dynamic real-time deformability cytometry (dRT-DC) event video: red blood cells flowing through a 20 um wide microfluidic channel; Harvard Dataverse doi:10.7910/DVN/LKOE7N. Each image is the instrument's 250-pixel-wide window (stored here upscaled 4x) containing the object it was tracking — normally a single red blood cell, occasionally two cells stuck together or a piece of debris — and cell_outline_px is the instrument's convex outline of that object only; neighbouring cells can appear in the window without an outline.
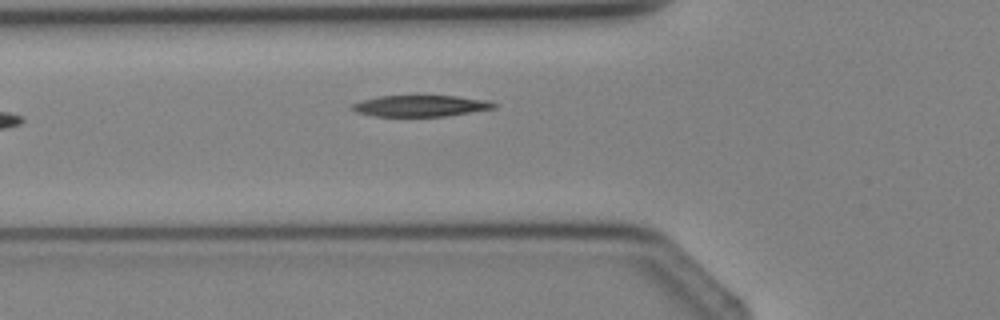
{"species": "Egyptian fruit bat (a non-hibernating species)", "species_latin": "Rousettus aegyptiacus", "temperature_condition": "cold", "stored_images_in_passage": 4, "camera_frame_rate_fps": 3000, "um_per_image_px": 0.085, "animal": {"sex": "female"}, "frame": {"image": 1, "passage_image": 4, "time_ms": 3.333, "image_size_px": [1000, 320], "cell_outline_px": [[496, 108], [444, 116], [372, 116], [356, 112], [348, 108], [352, 104], [364, 100], [380, 96], [456, 96], [488, 100], [496, 104]], "centroid_in_image_um": [35.72, 9.0], "position_along_channel_um": 90.1, "area_um2": 17.46}}